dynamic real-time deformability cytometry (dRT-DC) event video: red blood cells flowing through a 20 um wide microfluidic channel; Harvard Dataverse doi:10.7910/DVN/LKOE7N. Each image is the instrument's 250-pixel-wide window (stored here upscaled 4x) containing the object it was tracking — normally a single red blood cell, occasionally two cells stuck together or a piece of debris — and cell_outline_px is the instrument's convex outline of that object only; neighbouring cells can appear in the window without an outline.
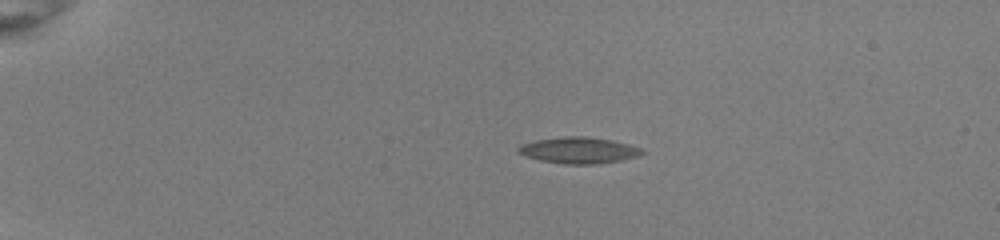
{"species": "common noctule bat (a hibernating species)", "species_latin": "Nyctalus noctula", "temperature_condition": "room temperature", "stored_images_in_passage": 42, "camera_frame_rate_fps": 3000, "um_per_image_px": 0.085, "animal": {"sex": "female", "body_mass_g": 22.0, "forearm_length_mm": 56.7}, "frame": {"image": 1, "passage_image": 1, "time_ms": 0.0, "image_size_px": [1000, 240], "cell_outline_px": [[644, 152], [640, 156], [620, 160], [596, 164], [564, 164], [540, 160], [516, 152], [516, 148], [520, 144], [536, 140], [564, 136], [584, 136], [612, 140], [628, 144], [640, 148]], "centroid_in_image_um": [49.17, 12.77], "position_along_channel_um": 35.8, "area_um2": 18.9}}
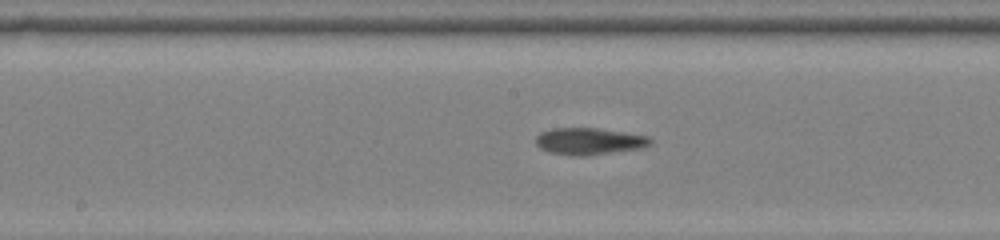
{"frame": {"image": 2, "passage_image": 19, "time_ms": 6.0, "image_size_px": [1000, 240], "cell_outline_px": [[652, 144], [640, 148], [584, 156], [572, 156], [548, 152], [540, 148], [536, 144], [536, 136], [540, 132], [552, 128], [596, 128], [624, 132], [648, 136], [652, 140]], "centroid_in_image_um": [50.04, 12.0], "position_along_channel_um": 198.2, "area_um2": 17.92}}
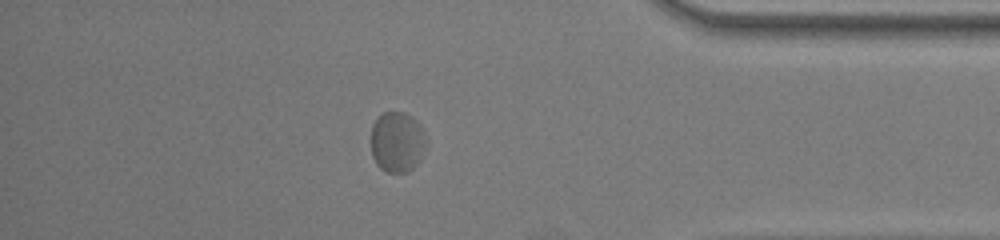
{"frame": {"image": 3, "passage_image": 36, "time_ms": 11.667, "image_size_px": [1000, 240], "cell_outline_px": [[428, 140], [420, 160], [408, 172], [388, 172], [380, 168], [376, 164], [372, 156], [372, 124], [376, 116], [380, 112], [404, 112], [412, 116], [420, 124]], "centroid_in_image_um": [33.77, 12.04], "position_along_channel_um": 401.4, "area_um2": 19.83}, "authors_computed_cell_mechanics": {"area_um2": 18.0336, "velocity_mm_per_s": 3.9201, "shape_relaxation_time_tau1_ms": 4.0167, "shape_relaxation_time_tau2_ms": 1.8577, "deformation_change_tau1": 0.1095, "deformation_change_tau2": 0.0434}}